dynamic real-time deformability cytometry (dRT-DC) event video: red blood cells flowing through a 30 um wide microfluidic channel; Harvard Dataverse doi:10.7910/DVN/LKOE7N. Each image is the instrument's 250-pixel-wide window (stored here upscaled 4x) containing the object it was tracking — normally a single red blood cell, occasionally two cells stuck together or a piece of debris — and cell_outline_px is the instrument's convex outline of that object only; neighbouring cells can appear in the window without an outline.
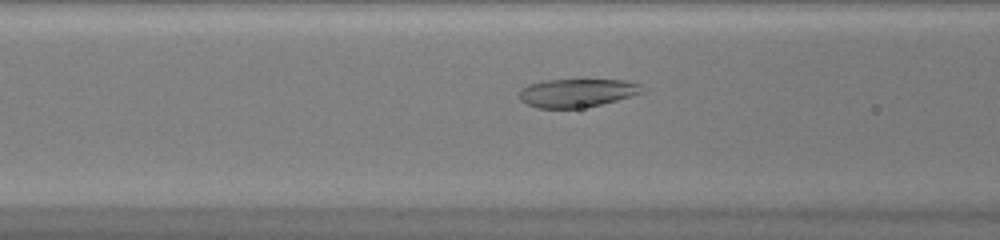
{"species": "common noctule bat (a hibernating species)", "species_latin": "Nyctalus noctula", "temperature_condition": "warm", "stored_images_in_passage": 34, "camera_frame_rate_fps": 3000, "um_per_image_px": 0.085, "animal": {"sex": "female", "body_mass_g": 20.0, "forearm_length_mm": 54.0}, "frame": {"image": 1, "passage_image": 4, "time_ms": 1.0, "image_size_px": [1000, 240], "cell_outline_px": [[640, 92], [616, 100], [600, 104], [580, 108], [536, 108], [520, 100], [520, 88], [528, 84], [548, 80], [624, 80], [640, 84]], "centroid_in_image_um": [48.95, 7.89], "position_along_channel_um": 117.6, "area_um2": 19.88}}
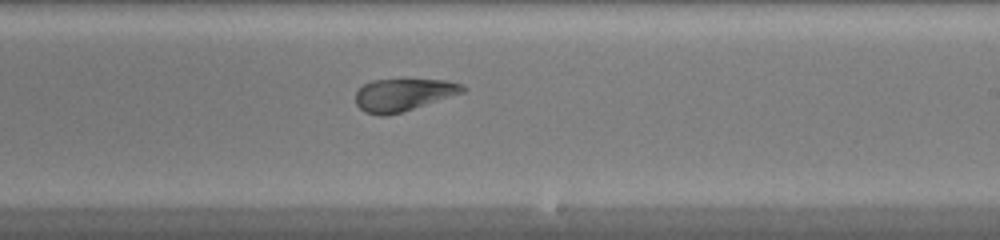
{"frame": {"image": 2, "passage_image": 14, "time_ms": 4.333, "image_size_px": [1000, 240], "cell_outline_px": [[468, 88], [464, 92], [400, 112], [384, 116], [380, 116], [364, 112], [356, 104], [356, 92], [364, 84], [372, 80], [404, 76], [448, 80], [464, 84]], "centroid_in_image_um": [34.31, 7.98], "position_along_channel_um": 254.7, "area_um2": 21.1}}
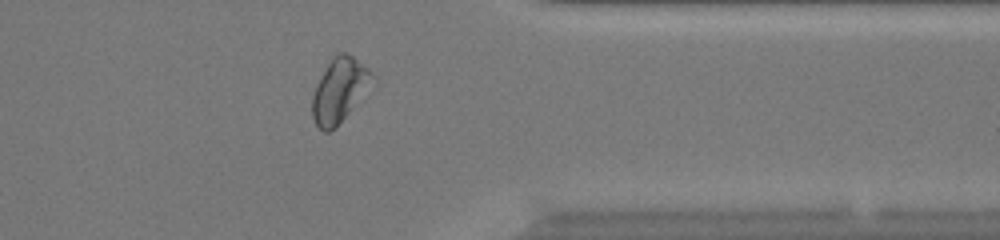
{"frame": {"image": 3, "passage_image": 24, "time_ms": 7.667, "image_size_px": [1000, 240], "cell_outline_px": [[372, 76], [348, 112], [336, 128], [328, 132], [324, 132], [316, 124], [312, 116], [312, 96], [316, 84], [332, 56], [336, 52], [344, 52], [352, 56], [368, 68], [372, 72]], "centroid_in_image_um": [28.75, 7.65], "position_along_channel_um": 382.7, "area_um2": 21.33}}